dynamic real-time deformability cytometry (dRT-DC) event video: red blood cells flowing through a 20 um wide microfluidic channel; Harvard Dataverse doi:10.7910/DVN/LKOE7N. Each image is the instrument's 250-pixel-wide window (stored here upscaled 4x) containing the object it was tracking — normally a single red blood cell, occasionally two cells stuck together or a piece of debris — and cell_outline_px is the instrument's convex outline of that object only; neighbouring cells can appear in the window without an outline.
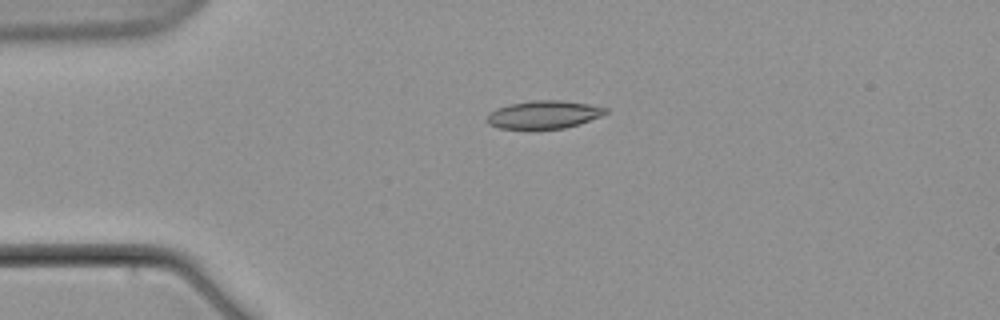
{"species": "common noctule bat (a hibernating species)", "species_latin": "Nyctalus noctula", "temperature_condition": "warm", "stored_images_in_passage": 10, "camera_frame_rate_fps": 3000, "um_per_image_px": 0.085, "animal": {"sex": "male", "body_mass_g": 21.5, "forearm_length_mm": 52.0}, "frame": {"image": 1, "passage_image": 4, "time_ms": 4.667, "image_size_px": [1000, 320], "cell_outline_px": [[608, 112], [600, 116], [580, 124], [564, 128], [500, 128], [488, 124], [484, 120], [488, 112], [496, 108], [508, 104], [532, 100], [560, 100], [588, 104], [608, 108]], "centroid_in_image_um": [46.18, 9.73], "position_along_channel_um": 38.8, "area_um2": 19.36}}
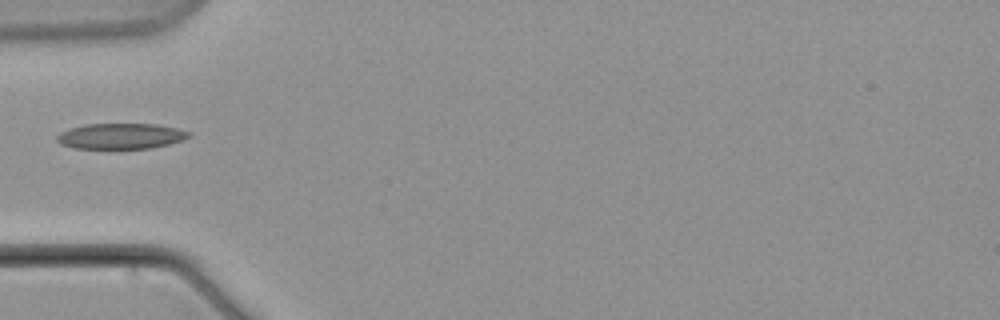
{"frame": {"image": 2, "passage_image": 6, "time_ms": 7.0, "image_size_px": [1000, 320], "cell_outline_px": [[192, 136], [168, 144], [152, 148], [108, 152], [76, 148], [60, 144], [56, 140], [56, 136], [60, 132], [72, 128], [88, 124], [156, 124], [176, 128], [192, 132]], "centroid_in_image_um": [10.24, 11.63], "position_along_channel_um": 74.8, "area_um2": 20.63}}
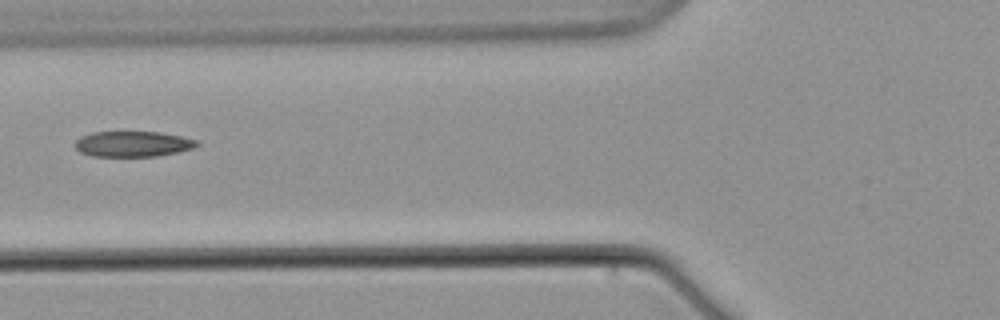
{"frame": {"image": 3, "passage_image": 7, "time_ms": 8.333, "image_size_px": [1000, 320], "cell_outline_px": [[200, 144], [192, 148], [176, 152], [156, 156], [92, 156], [80, 152], [72, 144], [80, 136], [92, 132], [160, 132], [180, 136], [196, 140]], "centroid_in_image_um": [11.23, 12.23], "position_along_channel_um": 114.6, "area_um2": 18.09}}